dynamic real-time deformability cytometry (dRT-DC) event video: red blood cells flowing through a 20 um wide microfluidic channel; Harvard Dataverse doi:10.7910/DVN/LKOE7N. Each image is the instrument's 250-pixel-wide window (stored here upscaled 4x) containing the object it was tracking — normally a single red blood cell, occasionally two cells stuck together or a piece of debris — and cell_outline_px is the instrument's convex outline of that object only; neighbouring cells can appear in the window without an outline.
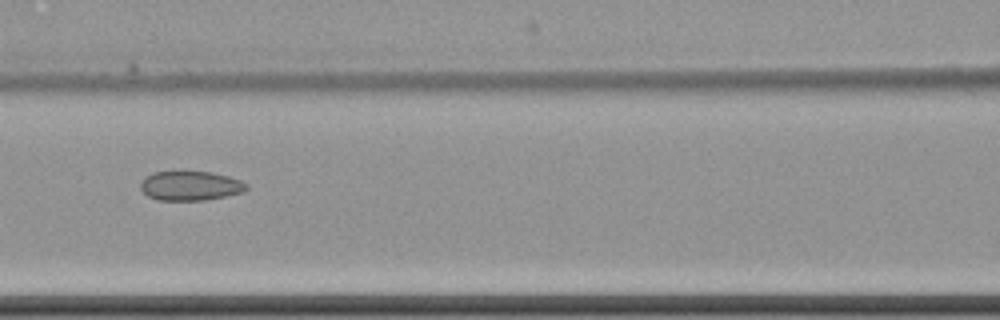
{"species": "common noctule bat (a hibernating species)", "species_latin": "Nyctalus noctula", "temperature_condition": "cold", "stored_images_in_passage": 11, "camera_frame_rate_fps": 3000, "um_per_image_px": 0.085, "animal": {"sex": "female", "body_mass_g": 22.7, "forearm_length_mm": 54.2}, "frame": {"image": 1, "passage_image": 7, "time_ms": 8.667, "image_size_px": [1000, 320], "cell_outline_px": [[248, 188], [244, 192], [204, 200], [156, 200], [148, 196], [140, 188], [140, 184], [144, 176], [152, 172], [212, 172], [228, 176], [240, 180], [248, 184]], "centroid_in_image_um": [16.17, 15.79], "position_along_channel_um": 150.4, "area_um2": 18.15}}
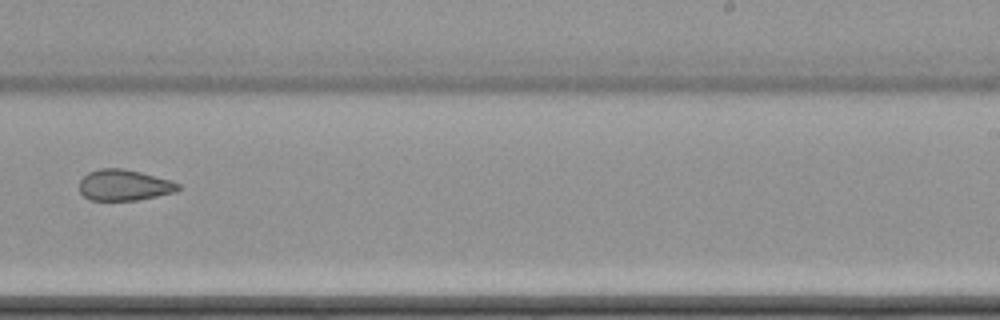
{"frame": {"image": 2, "passage_image": 10, "time_ms": 12.333, "image_size_px": [1000, 320], "cell_outline_px": [[180, 188], [176, 192], [136, 200], [92, 200], [84, 196], [80, 192], [80, 180], [88, 172], [100, 168], [124, 168], [140, 172], [168, 180], [180, 184]], "centroid_in_image_um": [10.53, 15.73], "position_along_channel_um": 278.5, "area_um2": 17.69}}
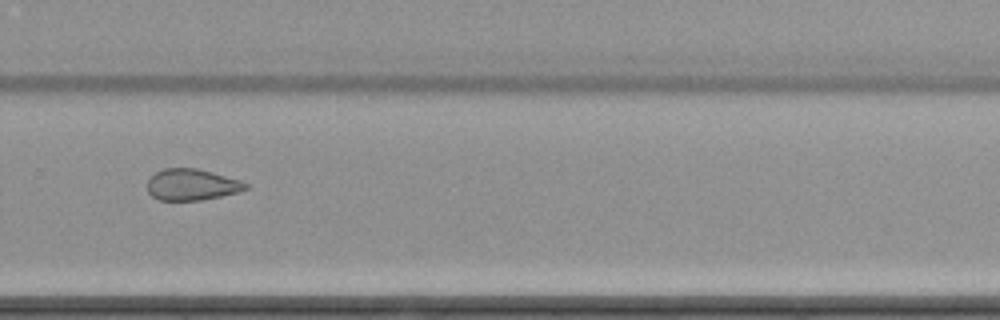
{"frame": {"image": 3, "passage_image": 11, "time_ms": 13.333, "image_size_px": [1000, 320], "cell_outline_px": [[248, 188], [240, 192], [204, 200], [160, 200], [152, 196], [148, 192], [148, 180], [156, 172], [164, 168], [196, 168], [212, 172], [240, 180], [248, 184]], "centroid_in_image_um": [16.32, 15.7], "position_along_channel_um": 313.5, "area_um2": 17.98}}